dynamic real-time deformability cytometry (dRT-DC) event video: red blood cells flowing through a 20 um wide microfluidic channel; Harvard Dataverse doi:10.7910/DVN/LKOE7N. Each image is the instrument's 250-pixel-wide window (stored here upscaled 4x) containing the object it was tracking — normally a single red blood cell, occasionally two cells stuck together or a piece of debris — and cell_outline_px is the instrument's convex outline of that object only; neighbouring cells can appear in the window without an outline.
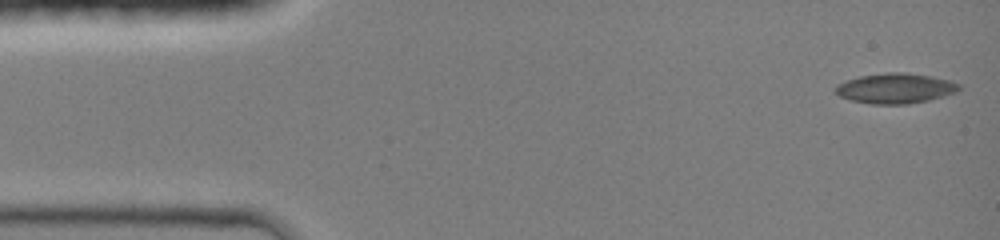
{"species": "common noctule bat (a hibernating species)", "species_latin": "Nyctalus noctula", "temperature_condition": "room temperature", "stored_images_in_passage": 16, "camera_frame_rate_fps": 3000, "um_per_image_px": 0.085, "animal": {"sex": "female", "body_mass_g": 19.0, "forearm_length_mm": 51.5}, "frame": {"image": 1, "passage_image": 1, "time_ms": 0.0, "image_size_px": [1000, 240], "cell_outline_px": [[960, 88], [956, 92], [944, 96], [928, 100], [908, 104], [872, 104], [852, 100], [840, 96], [832, 88], [836, 84], [860, 76], [888, 72], [904, 72], [932, 76], [948, 80], [960, 84]], "centroid_in_image_um": [76.1, 7.5], "position_along_channel_um": 8.9, "area_um2": 21.68}}
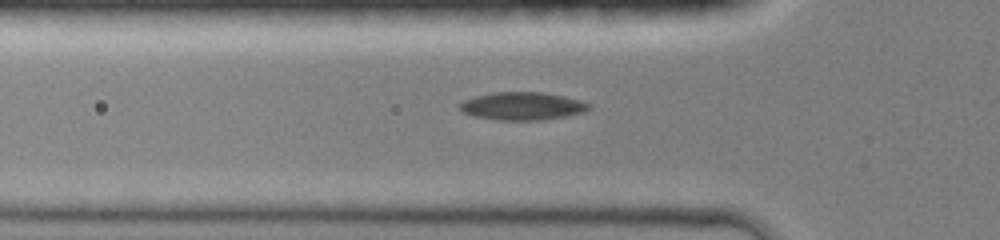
{"frame": {"image": 2, "passage_image": 12, "time_ms": 4.333, "image_size_px": [1000, 240], "cell_outline_px": [[592, 108], [584, 112], [564, 116], [540, 120], [496, 120], [476, 116], [464, 112], [460, 108], [460, 104], [464, 100], [476, 96], [492, 92], [544, 92], [564, 96], [580, 100], [592, 104]], "centroid_in_image_um": [44.45, 9.01], "position_along_channel_um": 81.4, "area_um2": 20.92}}
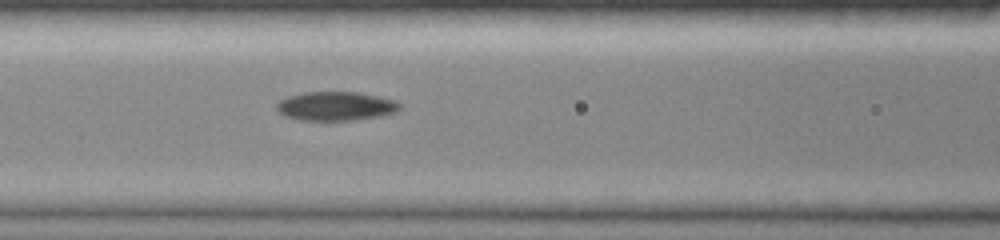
{"frame": {"image": 3, "passage_image": 16, "time_ms": 5.667, "image_size_px": [1000, 240], "cell_outline_px": [[400, 108], [396, 112], [380, 116], [352, 120], [300, 120], [284, 116], [276, 108], [276, 104], [280, 100], [288, 96], [304, 92], [360, 92], [396, 100], [400, 104]], "centroid_in_image_um": [28.54, 9.01], "position_along_channel_um": 138.1, "area_um2": 20.81}}